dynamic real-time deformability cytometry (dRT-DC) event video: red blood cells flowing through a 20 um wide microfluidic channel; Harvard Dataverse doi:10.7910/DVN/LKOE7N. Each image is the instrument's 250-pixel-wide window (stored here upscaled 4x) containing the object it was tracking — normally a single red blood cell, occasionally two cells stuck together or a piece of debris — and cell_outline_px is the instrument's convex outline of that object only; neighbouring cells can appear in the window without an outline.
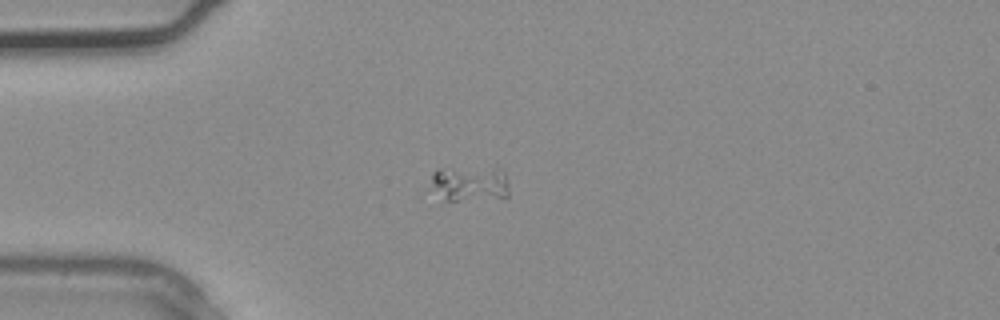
{"species": "common noctule bat (a hibernating species)", "species_latin": "Nyctalus noctula", "temperature_condition": "warm", "stored_images_in_passage": 1, "camera_frame_rate_fps": 3000, "um_per_image_px": 0.085, "animal": {"sex": "male", "body_mass_g": 20.4}, "frame": {"image": 1, "passage_image": 1, "time_ms": 0.0, "image_size_px": [1000, 320], "cell_outline_px": [[508, 196], [456, 200], [444, 200], [432, 184], [432, 172], [440, 168], [496, 168], [504, 172], [508, 184]], "centroid_in_image_um": [39.94, 15.57], "position_along_channel_um": 45.1, "area_um2": 15.61}}